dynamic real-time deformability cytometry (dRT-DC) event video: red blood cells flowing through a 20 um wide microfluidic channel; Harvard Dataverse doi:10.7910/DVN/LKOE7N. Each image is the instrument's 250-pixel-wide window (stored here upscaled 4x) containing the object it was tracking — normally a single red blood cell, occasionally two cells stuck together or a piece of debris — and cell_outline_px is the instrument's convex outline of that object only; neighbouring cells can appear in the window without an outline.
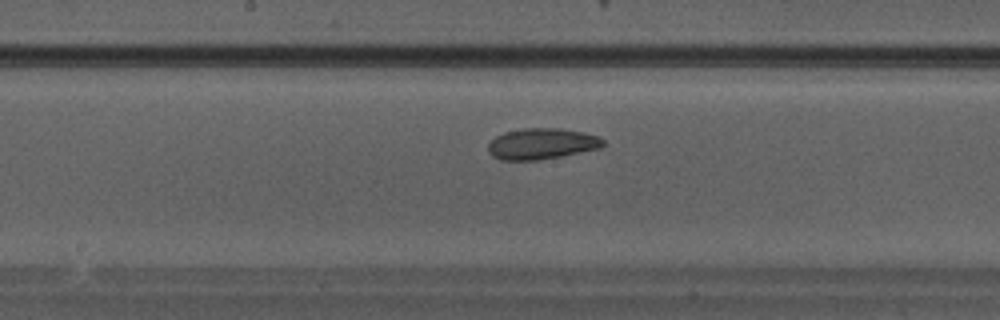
{"species": "Egyptian fruit bat (a non-hibernating species)", "species_latin": "Rousettus aegyptiacus", "temperature_condition": "warm", "stored_images_in_passage": 26, "camera_frame_rate_fps": 3000, "um_per_image_px": 0.085, "animal": {"sex": "male"}, "frame": {"image": 1, "passage_image": 12, "time_ms": 3.667, "image_size_px": [1000, 320], "cell_outline_px": [[604, 144], [600, 148], [560, 156], [536, 160], [500, 160], [492, 156], [488, 152], [488, 144], [496, 136], [504, 132], [524, 128], [560, 128], [584, 132], [596, 136], [604, 140]], "centroid_in_image_um": [46.01, 12.22], "position_along_channel_um": 202.2, "area_um2": 20.69}}